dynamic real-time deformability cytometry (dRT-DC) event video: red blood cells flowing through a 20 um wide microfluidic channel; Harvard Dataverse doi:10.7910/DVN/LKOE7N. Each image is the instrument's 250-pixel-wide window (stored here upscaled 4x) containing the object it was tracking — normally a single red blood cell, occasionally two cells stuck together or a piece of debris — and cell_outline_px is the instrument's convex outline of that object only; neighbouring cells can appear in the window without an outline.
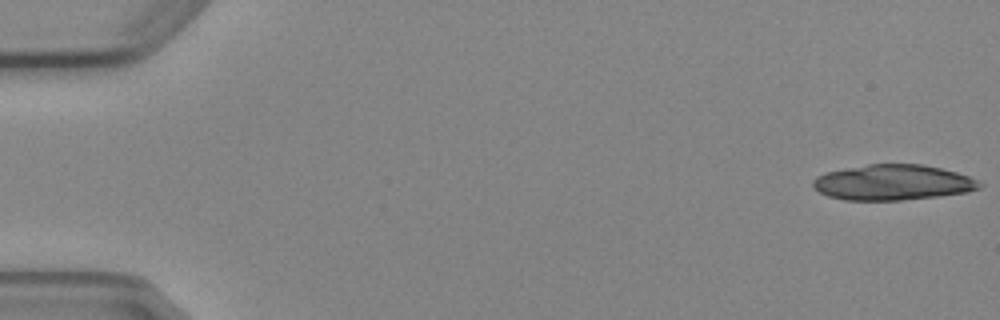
{"species": "Egyptian fruit bat (a non-hibernating species)", "species_latin": "Rousettus aegyptiacus", "temperature_condition": "cold", "stored_images_in_passage": 5, "camera_frame_rate_fps": 3000, "um_per_image_px": 0.085, "animal": {"sex": "female"}, "frame": {"image": 1, "passage_image": 1, "time_ms": 0.0, "image_size_px": [1000, 320], "cell_outline_px": [[984, 184], [980, 188], [968, 192], [936, 196], [900, 200], [844, 200], [828, 196], [820, 192], [812, 184], [812, 180], [816, 176], [828, 172], [868, 164], [920, 164], [940, 168], [956, 172], [968, 176]], "centroid_in_image_um": [75.9, 15.51], "position_along_channel_um": 9.1, "area_um2": 34.16}}